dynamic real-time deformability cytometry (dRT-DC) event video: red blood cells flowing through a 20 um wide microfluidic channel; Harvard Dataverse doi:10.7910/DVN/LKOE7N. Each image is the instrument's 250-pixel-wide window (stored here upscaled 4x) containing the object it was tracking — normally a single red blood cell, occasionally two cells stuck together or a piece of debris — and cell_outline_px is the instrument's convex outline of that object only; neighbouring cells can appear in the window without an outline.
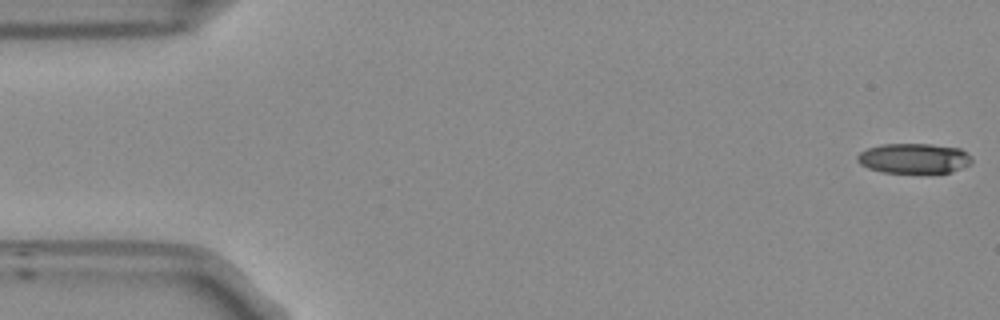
{"species": "Egyptian fruit bat (a non-hibernating species)", "species_latin": "Rousettus aegyptiacus", "temperature_condition": "room temperature", "stored_images_in_passage": 53, "camera_frame_rate_fps": 3000, "um_per_image_px": 0.085, "frame": {"image": 1, "passage_image": 1, "time_ms": 0.0, "image_size_px": [1000, 320], "cell_outline_px": [[972, 164], [948, 172], [880, 172], [868, 168], [860, 164], [856, 160], [856, 156], [860, 152], [868, 148], [884, 144], [932, 144], [960, 148], [972, 156]], "centroid_in_image_um": [77.68, 13.45], "position_along_channel_um": 7.3, "area_um2": 20.0}}
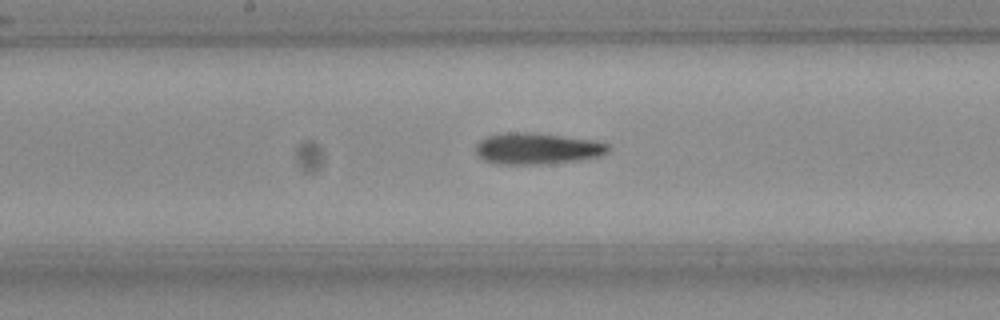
{"frame": {"image": 2, "passage_image": 27, "time_ms": 8.667, "image_size_px": [1000, 320], "cell_outline_px": [[612, 148], [608, 152], [600, 156], [576, 160], [540, 164], [500, 164], [484, 160], [476, 152], [476, 144], [480, 140], [488, 136], [508, 132], [532, 132], [596, 140], [608, 144]], "centroid_in_image_um": [45.69, 12.61], "position_along_channel_um": 202.5, "area_um2": 24.16}}
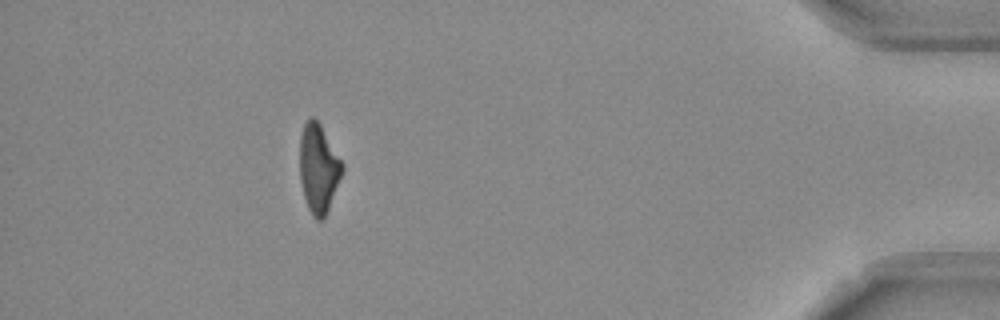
{"frame": {"image": 3, "passage_image": 48, "time_ms": 15.667, "image_size_px": [1000, 320], "cell_outline_px": [[344, 168], [328, 208], [324, 216], [320, 220], [316, 220], [312, 216], [308, 208], [304, 196], [300, 180], [300, 136], [304, 124], [308, 116], [312, 116], [320, 124], [344, 164]], "centroid_in_image_um": [27.06, 14.28], "position_along_channel_um": 408.1, "area_um2": 21.73}, "authors_computed_cell_mechanics": {"area_um2": 22.6576, "velocity_mm_per_s": 3.7842, "shape_relaxation_time_tau1_ms": 6.7861, "shape_relaxation_time_tau2_ms": 10.2101, "deformation_change_tau1": 0.2117, "deformation_change_tau2": 0.2548}}